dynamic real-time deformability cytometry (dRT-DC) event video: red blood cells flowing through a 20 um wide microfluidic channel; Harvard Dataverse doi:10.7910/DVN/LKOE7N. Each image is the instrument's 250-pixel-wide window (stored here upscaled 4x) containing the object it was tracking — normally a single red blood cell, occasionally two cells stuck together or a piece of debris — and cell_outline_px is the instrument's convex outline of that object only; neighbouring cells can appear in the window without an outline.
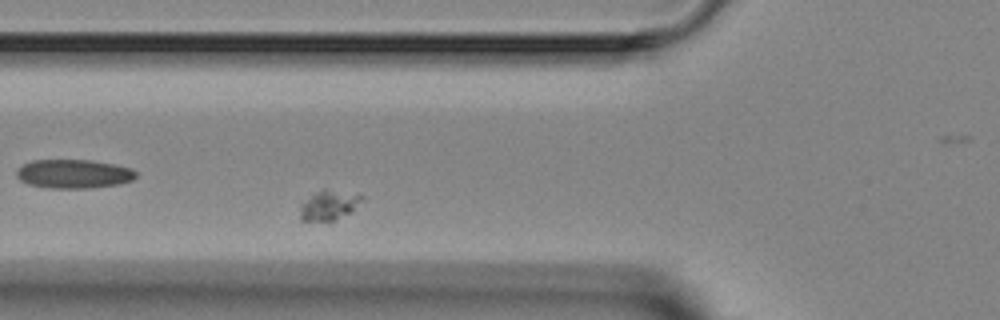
{"species": "Egyptian fruit bat (a non-hibernating species)", "species_latin": "Rousettus aegyptiacus", "temperature_condition": "room temperature", "stored_images_in_passage": 5, "segment_of_instrument_passage": [2, 2], "camera_frame_rate_fps": 3000, "um_per_image_px": 0.085, "animal": {"sex": "female"}, "frame": {"image": 1, "passage_image": 5, "time_ms": 4.667, "image_size_px": [1000, 320], "cell_outline_px": [[364, 200], [352, 212], [332, 220], [300, 220], [300, 204], [324, 188], [364, 196]], "centroid_in_image_um": [27.99, 17.44], "position_along_channel_um": 97.8, "area_um2": 10.46}}